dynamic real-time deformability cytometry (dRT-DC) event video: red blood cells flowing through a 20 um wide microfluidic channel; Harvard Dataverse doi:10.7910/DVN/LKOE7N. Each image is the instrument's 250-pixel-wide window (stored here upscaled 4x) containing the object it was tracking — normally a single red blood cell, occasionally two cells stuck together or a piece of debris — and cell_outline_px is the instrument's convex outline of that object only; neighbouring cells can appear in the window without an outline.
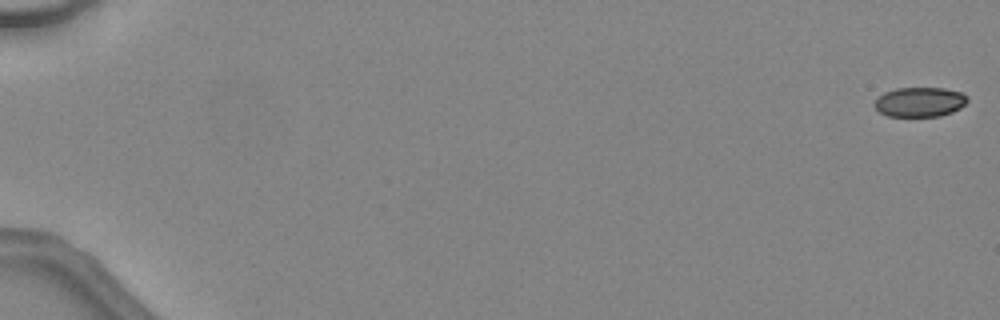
{"species": "common noctule bat (a hibernating species)", "species_latin": "Nyctalus noctula", "temperature_condition": "warm", "stored_images_in_passage": 48, "camera_frame_rate_fps": 3000, "um_per_image_px": 0.085, "animal": {"sex": "female", "body_mass_g": 24.6, "forearm_length_mm": 56.2}, "frame": {"image": 1, "passage_image": 1, "time_ms": 0.0, "image_size_px": [1000, 320], "cell_outline_px": [[968, 100], [960, 108], [952, 112], [940, 116], [888, 116], [880, 112], [872, 104], [884, 92], [896, 88], [944, 88], [964, 92], [968, 96]], "centroid_in_image_um": [78.2, 8.66], "position_along_channel_um": 6.8, "area_um2": 16.13}}
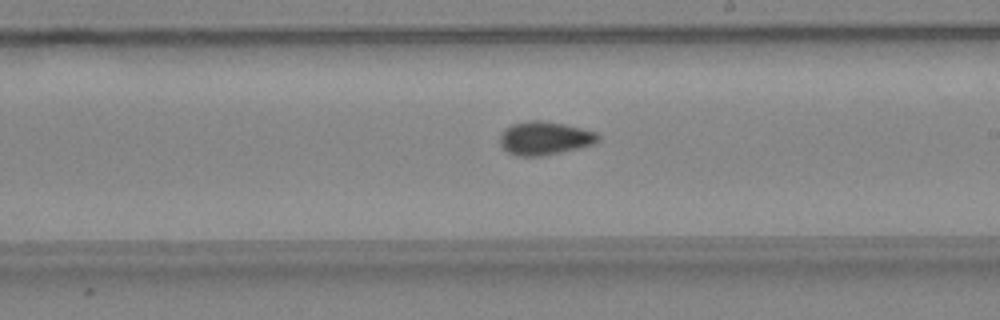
{"frame": {"image": 2, "passage_image": 30, "time_ms": 9.667, "image_size_px": [1000, 320], "cell_outline_px": [[600, 140], [592, 144], [580, 148], [540, 156], [516, 156], [508, 152], [500, 144], [500, 132], [504, 128], [512, 124], [528, 120], [540, 120], [564, 124], [596, 132], [600, 136]], "centroid_in_image_um": [46.27, 11.74], "position_along_channel_um": 242.7, "area_um2": 19.13}}
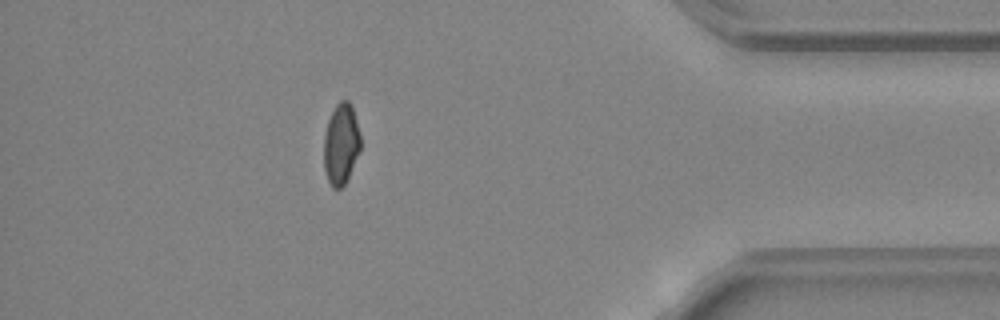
{"frame": {"image": 3, "passage_image": 43, "time_ms": 14.0, "image_size_px": [1000, 320], "cell_outline_px": [[360, 148], [348, 176], [344, 184], [340, 188], [332, 188], [328, 180], [324, 168], [324, 136], [328, 120], [336, 104], [340, 100], [348, 100], [352, 104], [360, 136]], "centroid_in_image_um": [28.97, 12.21], "position_along_channel_um": 406.2, "area_um2": 17.05}, "authors_computed_cell_mechanics": {"area_um2": 18.0047, "velocity_mm_per_s": 4.566, "shape_relaxation_time_tau1_ms": null, "shape_relaxation_time_tau2_ms": 3.0149, "deformation_change_tau1": null, "deformation_change_tau2": 0.0581}}